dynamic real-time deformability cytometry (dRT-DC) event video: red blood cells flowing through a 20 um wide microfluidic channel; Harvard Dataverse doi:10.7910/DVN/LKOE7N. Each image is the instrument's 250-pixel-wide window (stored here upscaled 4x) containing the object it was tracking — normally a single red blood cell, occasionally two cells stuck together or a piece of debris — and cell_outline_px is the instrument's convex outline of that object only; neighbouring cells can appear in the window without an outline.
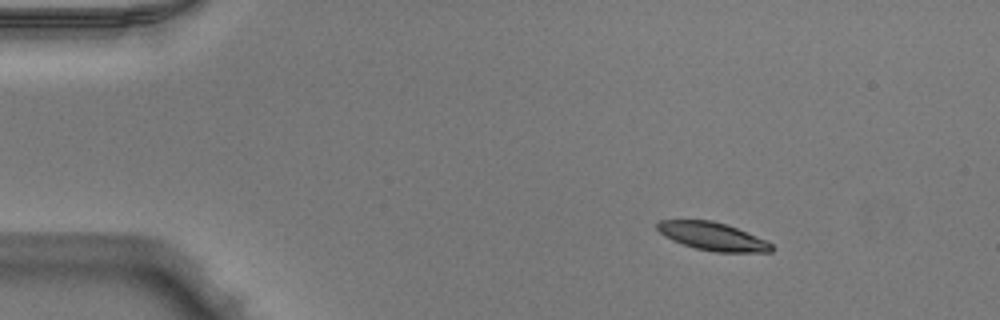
{"species": "Egyptian fruit bat (a non-hibernating species)", "species_latin": "Rousettus aegyptiacus", "temperature_condition": "warm", "stored_images_in_passage": 44, "camera_frame_rate_fps": 3000, "um_per_image_px": 0.085, "animal": {"sex": "male"}, "frame": {"image": 1, "passage_image": 1, "time_ms": 0.0, "image_size_px": [1000, 320], "cell_outline_px": [[776, 248], [772, 252], [716, 252], [696, 248], [672, 240], [664, 236], [656, 228], [656, 224], [660, 220], [712, 220], [728, 224], [764, 240], [772, 244]], "centroid_in_image_um": [60.57, 20.09], "position_along_channel_um": 24.4, "area_um2": 18.61}}
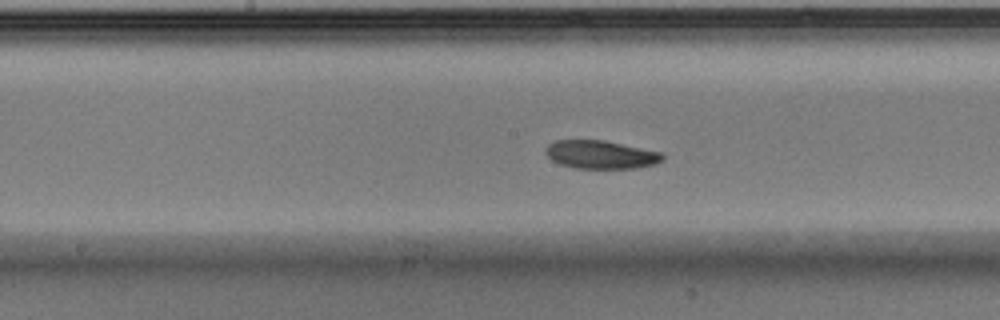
{"frame": {"image": 2, "passage_image": 20, "time_ms": 6.333, "image_size_px": [1000, 320], "cell_outline_px": [[664, 160], [656, 164], [636, 168], [572, 168], [560, 164], [552, 160], [544, 152], [544, 148], [548, 144], [556, 140], [604, 140], [664, 152]], "centroid_in_image_um": [51.09, 13.14], "position_along_channel_um": 197.1, "area_um2": 19.54}}
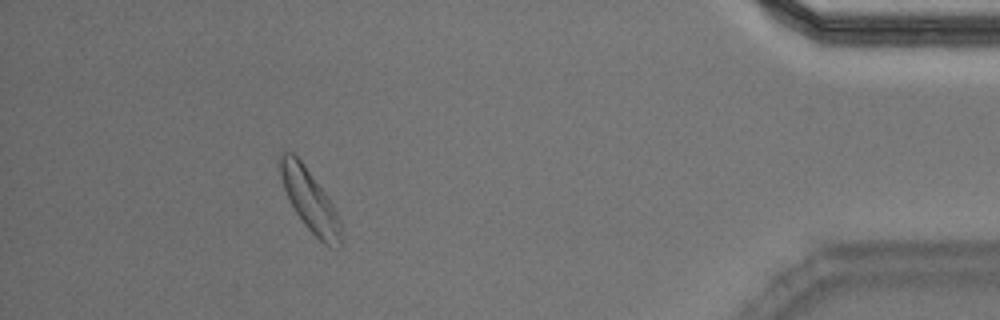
{"frame": {"image": 3, "passage_image": 40, "time_ms": 13.0, "image_size_px": [1000, 320], "cell_outline_px": [[340, 248], [328, 248], [304, 224], [296, 212], [284, 188], [276, 164], [280, 152], [292, 152], [304, 164], [324, 192], [332, 204], [340, 220]], "centroid_in_image_um": [26.29, 17.0], "position_along_channel_um": 408.9, "area_um2": 21.68}, "authors_computed_cell_mechanics": {"area_um2": 20.0566, "velocity_mm_per_s": 3.9507, "shape_relaxation_time_tau1_ms": 3.2909, "shape_relaxation_time_tau2_ms": null, "deformation_change_tau1": 0.1077, "deformation_change_tau2": null}}